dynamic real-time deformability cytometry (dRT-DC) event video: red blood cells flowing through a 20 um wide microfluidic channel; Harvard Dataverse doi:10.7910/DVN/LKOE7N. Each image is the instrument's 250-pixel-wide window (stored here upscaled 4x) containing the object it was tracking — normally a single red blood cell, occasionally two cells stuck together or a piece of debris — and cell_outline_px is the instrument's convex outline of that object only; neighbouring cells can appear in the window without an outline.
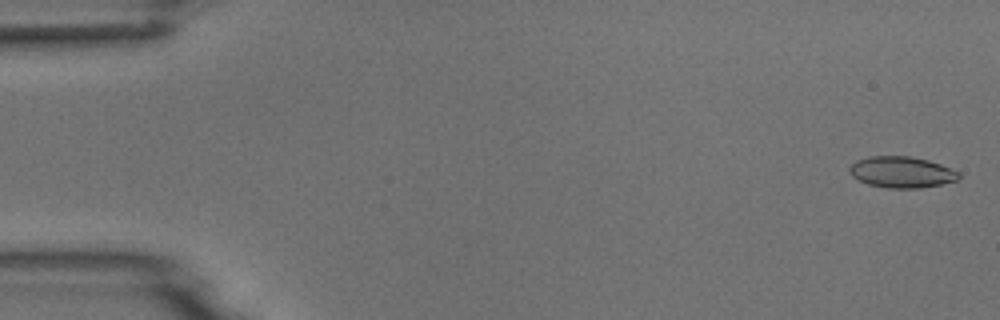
{"species": "common noctule bat (a hibernating species)", "species_latin": "Nyctalus noctula", "temperature_condition": "room temperature", "stored_images_in_passage": 6, "camera_frame_rate_fps": 3000, "um_per_image_px": 0.085, "animal": {"sex": "male", "body_mass_g": 18.8}, "frame": {"image": 1, "passage_image": 1, "time_ms": 0.0, "image_size_px": [1000, 320], "cell_outline_px": [[960, 180], [920, 188], [888, 188], [868, 184], [852, 176], [848, 168], [856, 160], [868, 156], [908, 156], [928, 160], [940, 164], [960, 172]], "centroid_in_image_um": [76.65, 14.63], "position_along_channel_um": 8.4, "area_um2": 19.88}}
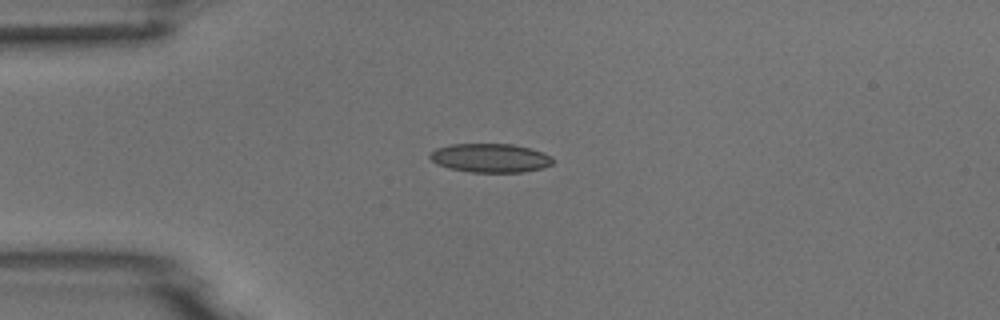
{"frame": {"image": 2, "passage_image": 4, "time_ms": 4.0, "image_size_px": [1000, 320], "cell_outline_px": [[556, 160], [552, 164], [544, 168], [524, 172], [472, 172], [448, 168], [436, 164], [428, 156], [436, 148], [452, 144], [512, 144], [528, 148], [552, 156]], "centroid_in_image_um": [41.69, 13.43], "position_along_channel_um": 43.3, "area_um2": 20.69}}